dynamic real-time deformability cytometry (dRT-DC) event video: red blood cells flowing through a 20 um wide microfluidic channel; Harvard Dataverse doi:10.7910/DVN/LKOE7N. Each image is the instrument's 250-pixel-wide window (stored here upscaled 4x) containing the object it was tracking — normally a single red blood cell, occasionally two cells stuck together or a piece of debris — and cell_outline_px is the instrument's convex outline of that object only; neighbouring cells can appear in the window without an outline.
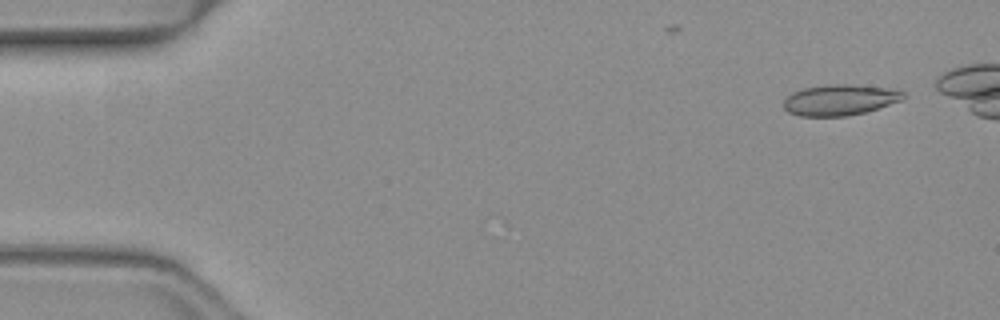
{"species": "common noctule bat (a hibernating species)", "species_latin": "Nyctalus noctula", "temperature_condition": "warm", "stored_images_in_passage": 15, "camera_frame_rate_fps": 3000, "um_per_image_px": 0.085, "animal": {"sex": "female", "body_mass_g": 19.3, "forearm_length_mm": 54.1}, "frame": {"image": 1, "passage_image": 4, "time_ms": 1.0, "image_size_px": [1000, 320], "cell_outline_px": [[908, 96], [900, 100], [864, 112], [848, 116], [800, 116], [788, 112], [784, 108], [784, 100], [792, 92], [804, 88], [832, 84], [844, 84], [884, 88], [904, 92]], "centroid_in_image_um": [71.34, 8.5], "position_along_channel_um": 13.7, "area_um2": 21.1}}
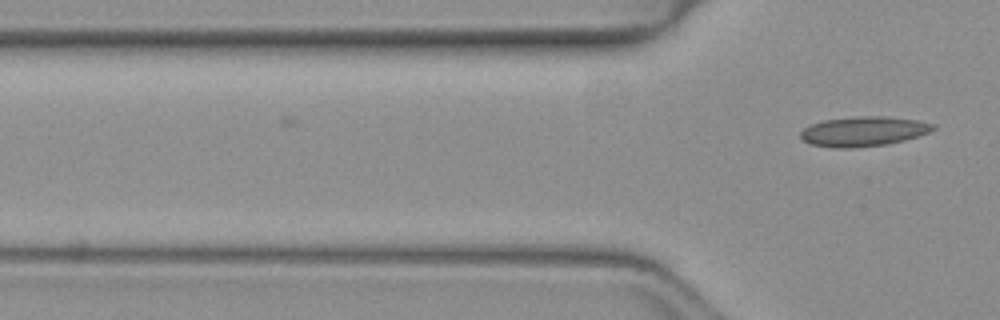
{"frame": {"image": 2, "passage_image": 15, "time_ms": 4.667, "image_size_px": [1000, 320], "cell_outline_px": [[936, 128], [928, 132], [904, 140], [888, 144], [852, 148], [832, 148], [812, 144], [804, 140], [800, 136], [800, 132], [804, 128], [812, 124], [824, 120], [860, 116], [884, 116], [916, 120], [936, 124]], "centroid_in_image_um": [73.4, 11.17], "position_along_channel_um": 52.4, "area_um2": 22.83}}